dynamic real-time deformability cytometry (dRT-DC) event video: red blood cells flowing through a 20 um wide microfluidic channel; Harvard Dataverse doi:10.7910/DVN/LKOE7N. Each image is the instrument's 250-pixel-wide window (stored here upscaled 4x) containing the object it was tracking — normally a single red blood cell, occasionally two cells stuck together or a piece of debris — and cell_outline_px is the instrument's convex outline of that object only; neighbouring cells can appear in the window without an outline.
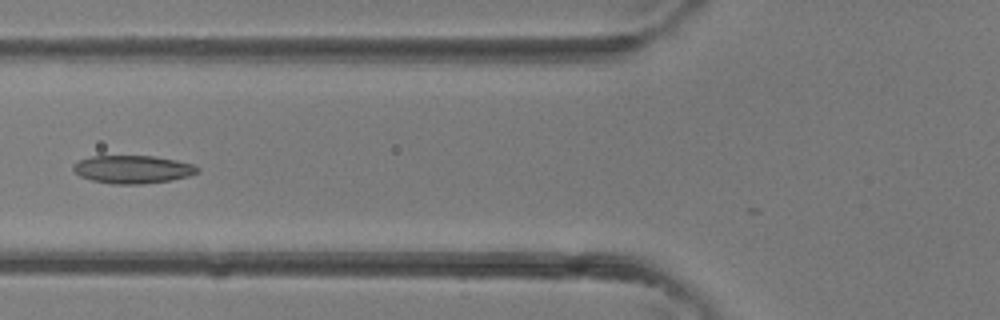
{"species": "common noctule bat (a hibernating species)", "species_latin": "Nyctalus noctula", "temperature_condition": "room temperature", "stored_images_in_passage": 4, "camera_frame_rate_fps": 3000, "um_per_image_px": 0.085, "animal": {"sex": "female"}, "frame": {"image": 1, "passage_image": 4, "time_ms": 1.0, "image_size_px": [1000, 320], "cell_outline_px": [[200, 172], [188, 176], [172, 180], [144, 184], [112, 184], [92, 180], [80, 176], [72, 168], [72, 164], [80, 160], [92, 156], [152, 156], [176, 160], [192, 164], [200, 168]], "centroid_in_image_um": [11.29, 14.4], "position_along_channel_um": 114.5, "area_um2": 20.29}}